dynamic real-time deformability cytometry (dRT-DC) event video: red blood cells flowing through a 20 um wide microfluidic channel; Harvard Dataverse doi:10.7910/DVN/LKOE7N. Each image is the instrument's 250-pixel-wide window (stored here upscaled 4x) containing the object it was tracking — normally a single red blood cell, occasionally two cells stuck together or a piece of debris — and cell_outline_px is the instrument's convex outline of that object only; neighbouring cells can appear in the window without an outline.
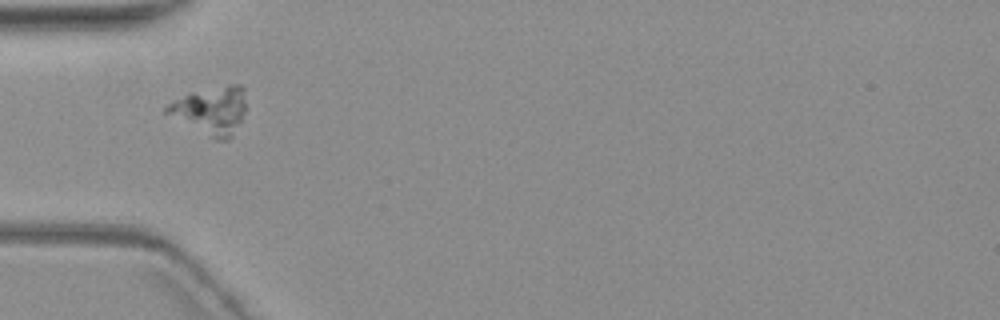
{"species": "common noctule bat (a hibernating species)", "species_latin": "Nyctalus noctula", "temperature_condition": "warm", "stored_images_in_passage": 11, "camera_frame_rate_fps": 3000, "um_per_image_px": 0.085, "animal": {"sex": "female", "body_mass_g": 19.3, "forearm_length_mm": 54.1}, "frame": {"image": 1, "passage_image": 6, "time_ms": 7.333, "image_size_px": [1000, 320], "cell_outline_px": [[244, 112], [232, 136], [228, 140], [216, 140], [164, 112], [164, 108], [168, 104], [188, 92], [228, 84], [240, 84], [244, 88]], "centroid_in_image_um": [17.92, 9.36], "position_along_channel_um": 67.1, "area_um2": 21.79}}
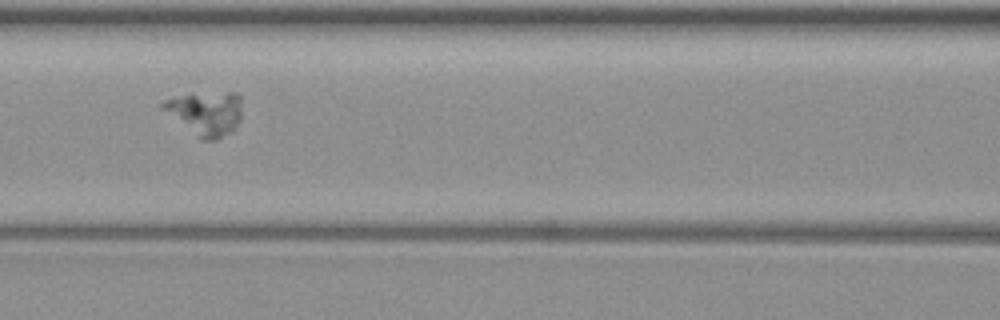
{"frame": {"image": 2, "passage_image": 8, "time_ms": 9.667, "image_size_px": [1000, 320], "cell_outline_px": [[240, 120], [232, 132], [216, 140], [200, 140], [160, 108], [160, 104], [164, 100], [184, 96], [228, 92], [236, 92], [240, 96]], "centroid_in_image_um": [17.49, 9.67], "position_along_channel_um": 149.1, "area_um2": 20.0}}
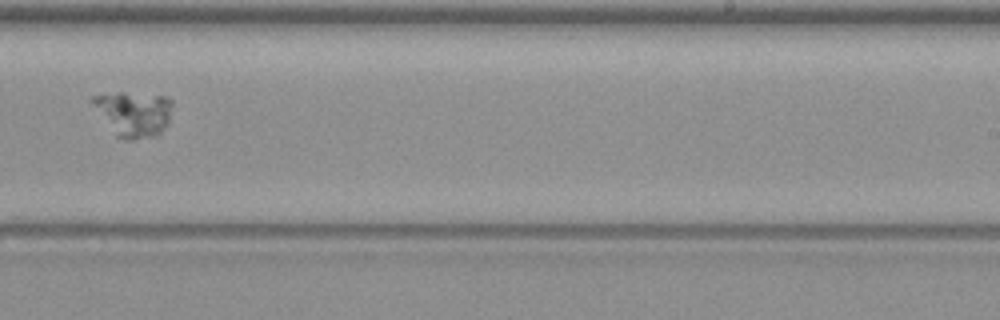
{"frame": {"image": 3, "passage_image": 11, "time_ms": 13.333, "image_size_px": [1000, 320], "cell_outline_px": [[172, 104], [168, 124], [160, 136], [132, 140], [124, 140], [116, 136], [92, 104], [92, 96], [116, 92], [124, 92], [168, 96], [172, 100]], "centroid_in_image_um": [11.4, 9.68], "position_along_channel_um": 277.6, "area_um2": 21.27}}